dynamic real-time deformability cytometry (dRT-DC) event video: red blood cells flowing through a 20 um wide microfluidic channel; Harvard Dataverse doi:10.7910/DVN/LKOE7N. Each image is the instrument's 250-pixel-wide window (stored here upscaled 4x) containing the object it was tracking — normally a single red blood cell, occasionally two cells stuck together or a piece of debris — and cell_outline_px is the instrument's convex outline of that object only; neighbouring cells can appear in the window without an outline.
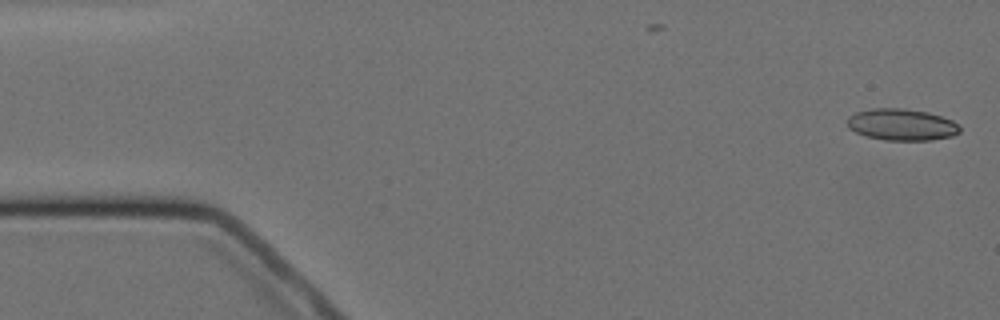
{"species": "Egyptian fruit bat (a non-hibernating species)", "species_latin": "Rousettus aegyptiacus", "temperature_condition": "cold", "stored_images_in_passage": 4, "camera_frame_rate_fps": 3000, "um_per_image_px": 0.085, "animal": {"sex": "female"}, "frame": {"image": 1, "passage_image": 1, "time_ms": 0.0, "image_size_px": [1000, 320], "cell_outline_px": [[960, 132], [952, 136], [932, 140], [884, 140], [864, 136], [848, 128], [848, 116], [856, 112], [872, 108], [904, 108], [928, 112], [952, 120], [960, 128]], "centroid_in_image_um": [76.62, 10.59], "position_along_channel_um": 8.4, "area_um2": 20.81}}